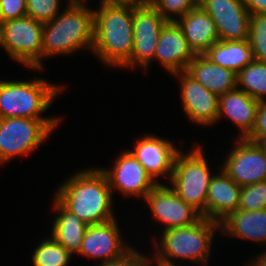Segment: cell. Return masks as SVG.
I'll return each mask as SVG.
<instances>
[{
	"label": "cell",
	"instance_id": "1",
	"mask_svg": "<svg viewBox=\"0 0 266 266\" xmlns=\"http://www.w3.org/2000/svg\"><path fill=\"white\" fill-rule=\"evenodd\" d=\"M58 187L53 196L86 224H100L116 218L112 210L113 194L100 167L79 170Z\"/></svg>",
	"mask_w": 266,
	"mask_h": 266
},
{
	"label": "cell",
	"instance_id": "2",
	"mask_svg": "<svg viewBox=\"0 0 266 266\" xmlns=\"http://www.w3.org/2000/svg\"><path fill=\"white\" fill-rule=\"evenodd\" d=\"M100 3L93 9L92 53L104 66L123 68L133 52V5Z\"/></svg>",
	"mask_w": 266,
	"mask_h": 266
},
{
	"label": "cell",
	"instance_id": "3",
	"mask_svg": "<svg viewBox=\"0 0 266 266\" xmlns=\"http://www.w3.org/2000/svg\"><path fill=\"white\" fill-rule=\"evenodd\" d=\"M87 2V0L68 1L62 13L43 24L42 60L60 54L63 56L74 54L81 48L92 53L94 10L87 7Z\"/></svg>",
	"mask_w": 266,
	"mask_h": 266
},
{
	"label": "cell",
	"instance_id": "4",
	"mask_svg": "<svg viewBox=\"0 0 266 266\" xmlns=\"http://www.w3.org/2000/svg\"><path fill=\"white\" fill-rule=\"evenodd\" d=\"M220 230V223L202 217L187 227L161 230L159 243L154 241L152 259L168 266H179L174 259L189 260L194 264L208 266L214 234ZM216 231V232H215Z\"/></svg>",
	"mask_w": 266,
	"mask_h": 266
},
{
	"label": "cell",
	"instance_id": "5",
	"mask_svg": "<svg viewBox=\"0 0 266 266\" xmlns=\"http://www.w3.org/2000/svg\"><path fill=\"white\" fill-rule=\"evenodd\" d=\"M63 88L41 77L30 81L0 80V118L62 120L59 116L45 117L43 113L50 109Z\"/></svg>",
	"mask_w": 266,
	"mask_h": 266
},
{
	"label": "cell",
	"instance_id": "6",
	"mask_svg": "<svg viewBox=\"0 0 266 266\" xmlns=\"http://www.w3.org/2000/svg\"><path fill=\"white\" fill-rule=\"evenodd\" d=\"M214 175L203 148L196 145L187 153L177 154L169 187L206 218L207 191Z\"/></svg>",
	"mask_w": 266,
	"mask_h": 266
},
{
	"label": "cell",
	"instance_id": "7",
	"mask_svg": "<svg viewBox=\"0 0 266 266\" xmlns=\"http://www.w3.org/2000/svg\"><path fill=\"white\" fill-rule=\"evenodd\" d=\"M60 122L25 117L0 118V165L36 150L60 126Z\"/></svg>",
	"mask_w": 266,
	"mask_h": 266
},
{
	"label": "cell",
	"instance_id": "8",
	"mask_svg": "<svg viewBox=\"0 0 266 266\" xmlns=\"http://www.w3.org/2000/svg\"><path fill=\"white\" fill-rule=\"evenodd\" d=\"M43 24L30 16L0 23V47L16 62L33 69L43 70Z\"/></svg>",
	"mask_w": 266,
	"mask_h": 266
},
{
	"label": "cell",
	"instance_id": "9",
	"mask_svg": "<svg viewBox=\"0 0 266 266\" xmlns=\"http://www.w3.org/2000/svg\"><path fill=\"white\" fill-rule=\"evenodd\" d=\"M167 23L151 4L133 6V52L131 59L123 66L124 69L135 68L139 65L144 72H147L149 64L154 61L161 31Z\"/></svg>",
	"mask_w": 266,
	"mask_h": 266
},
{
	"label": "cell",
	"instance_id": "10",
	"mask_svg": "<svg viewBox=\"0 0 266 266\" xmlns=\"http://www.w3.org/2000/svg\"><path fill=\"white\" fill-rule=\"evenodd\" d=\"M225 157L222 170L240 187L266 180V154L259 143L237 140Z\"/></svg>",
	"mask_w": 266,
	"mask_h": 266
},
{
	"label": "cell",
	"instance_id": "11",
	"mask_svg": "<svg viewBox=\"0 0 266 266\" xmlns=\"http://www.w3.org/2000/svg\"><path fill=\"white\" fill-rule=\"evenodd\" d=\"M153 215L163 225V230L187 227L198 222L202 215L187 204L164 182L157 184L144 198Z\"/></svg>",
	"mask_w": 266,
	"mask_h": 266
},
{
	"label": "cell",
	"instance_id": "12",
	"mask_svg": "<svg viewBox=\"0 0 266 266\" xmlns=\"http://www.w3.org/2000/svg\"><path fill=\"white\" fill-rule=\"evenodd\" d=\"M106 175L112 194L115 190L120 191L124 196H131L142 199L161 182H155L147 173L143 165L128 150L122 151L110 170L100 168ZM114 190V191H113Z\"/></svg>",
	"mask_w": 266,
	"mask_h": 266
},
{
	"label": "cell",
	"instance_id": "13",
	"mask_svg": "<svg viewBox=\"0 0 266 266\" xmlns=\"http://www.w3.org/2000/svg\"><path fill=\"white\" fill-rule=\"evenodd\" d=\"M119 229L116 218L105 223L88 225L78 254L99 259L102 261L100 264L120 259L133 246L124 242Z\"/></svg>",
	"mask_w": 266,
	"mask_h": 266
},
{
	"label": "cell",
	"instance_id": "14",
	"mask_svg": "<svg viewBox=\"0 0 266 266\" xmlns=\"http://www.w3.org/2000/svg\"><path fill=\"white\" fill-rule=\"evenodd\" d=\"M180 81V99L187 118L195 124L210 126L217 123L219 96L192 78L186 71L173 74Z\"/></svg>",
	"mask_w": 266,
	"mask_h": 266
},
{
	"label": "cell",
	"instance_id": "15",
	"mask_svg": "<svg viewBox=\"0 0 266 266\" xmlns=\"http://www.w3.org/2000/svg\"><path fill=\"white\" fill-rule=\"evenodd\" d=\"M214 21L220 40H249L250 16L242 0H198Z\"/></svg>",
	"mask_w": 266,
	"mask_h": 266
},
{
	"label": "cell",
	"instance_id": "16",
	"mask_svg": "<svg viewBox=\"0 0 266 266\" xmlns=\"http://www.w3.org/2000/svg\"><path fill=\"white\" fill-rule=\"evenodd\" d=\"M129 150L143 165L155 182L159 177L170 180L177 154L181 151L174 143L156 135L141 136ZM168 176V177H167Z\"/></svg>",
	"mask_w": 266,
	"mask_h": 266
},
{
	"label": "cell",
	"instance_id": "17",
	"mask_svg": "<svg viewBox=\"0 0 266 266\" xmlns=\"http://www.w3.org/2000/svg\"><path fill=\"white\" fill-rule=\"evenodd\" d=\"M195 56L178 24L168 22L159 36L154 60L161 63V66L173 75L186 71L188 64Z\"/></svg>",
	"mask_w": 266,
	"mask_h": 266
},
{
	"label": "cell",
	"instance_id": "18",
	"mask_svg": "<svg viewBox=\"0 0 266 266\" xmlns=\"http://www.w3.org/2000/svg\"><path fill=\"white\" fill-rule=\"evenodd\" d=\"M219 171L212 178L206 197V218L218 223L238 210L241 190L221 167Z\"/></svg>",
	"mask_w": 266,
	"mask_h": 266
},
{
	"label": "cell",
	"instance_id": "19",
	"mask_svg": "<svg viewBox=\"0 0 266 266\" xmlns=\"http://www.w3.org/2000/svg\"><path fill=\"white\" fill-rule=\"evenodd\" d=\"M259 101L238 88L219 96L217 123L224 116L240 129V139L247 138L254 129Z\"/></svg>",
	"mask_w": 266,
	"mask_h": 266
},
{
	"label": "cell",
	"instance_id": "20",
	"mask_svg": "<svg viewBox=\"0 0 266 266\" xmlns=\"http://www.w3.org/2000/svg\"><path fill=\"white\" fill-rule=\"evenodd\" d=\"M175 22L196 55H203L220 40L214 21L199 4Z\"/></svg>",
	"mask_w": 266,
	"mask_h": 266
},
{
	"label": "cell",
	"instance_id": "21",
	"mask_svg": "<svg viewBox=\"0 0 266 266\" xmlns=\"http://www.w3.org/2000/svg\"><path fill=\"white\" fill-rule=\"evenodd\" d=\"M220 232L230 237L266 244V209H238L220 222Z\"/></svg>",
	"mask_w": 266,
	"mask_h": 266
},
{
	"label": "cell",
	"instance_id": "22",
	"mask_svg": "<svg viewBox=\"0 0 266 266\" xmlns=\"http://www.w3.org/2000/svg\"><path fill=\"white\" fill-rule=\"evenodd\" d=\"M186 72L218 96L237 88V74L212 63L204 55H196L188 64Z\"/></svg>",
	"mask_w": 266,
	"mask_h": 266
},
{
	"label": "cell",
	"instance_id": "23",
	"mask_svg": "<svg viewBox=\"0 0 266 266\" xmlns=\"http://www.w3.org/2000/svg\"><path fill=\"white\" fill-rule=\"evenodd\" d=\"M53 202L52 207L58 215L53 220L51 236L72 256L78 254L88 224L69 211L56 197H53Z\"/></svg>",
	"mask_w": 266,
	"mask_h": 266
},
{
	"label": "cell",
	"instance_id": "24",
	"mask_svg": "<svg viewBox=\"0 0 266 266\" xmlns=\"http://www.w3.org/2000/svg\"><path fill=\"white\" fill-rule=\"evenodd\" d=\"M203 55L212 63L236 74L254 60L248 40H219Z\"/></svg>",
	"mask_w": 266,
	"mask_h": 266
},
{
	"label": "cell",
	"instance_id": "25",
	"mask_svg": "<svg viewBox=\"0 0 266 266\" xmlns=\"http://www.w3.org/2000/svg\"><path fill=\"white\" fill-rule=\"evenodd\" d=\"M236 79L238 89L259 102L266 100V63L264 61L253 60L237 73Z\"/></svg>",
	"mask_w": 266,
	"mask_h": 266
},
{
	"label": "cell",
	"instance_id": "26",
	"mask_svg": "<svg viewBox=\"0 0 266 266\" xmlns=\"http://www.w3.org/2000/svg\"><path fill=\"white\" fill-rule=\"evenodd\" d=\"M32 253L33 266H67L72 259L68 250L51 235L43 238Z\"/></svg>",
	"mask_w": 266,
	"mask_h": 266
},
{
	"label": "cell",
	"instance_id": "27",
	"mask_svg": "<svg viewBox=\"0 0 266 266\" xmlns=\"http://www.w3.org/2000/svg\"><path fill=\"white\" fill-rule=\"evenodd\" d=\"M249 43L253 59L266 61V14L250 16Z\"/></svg>",
	"mask_w": 266,
	"mask_h": 266
},
{
	"label": "cell",
	"instance_id": "28",
	"mask_svg": "<svg viewBox=\"0 0 266 266\" xmlns=\"http://www.w3.org/2000/svg\"><path fill=\"white\" fill-rule=\"evenodd\" d=\"M238 209L246 211L266 209V180L241 187Z\"/></svg>",
	"mask_w": 266,
	"mask_h": 266
},
{
	"label": "cell",
	"instance_id": "29",
	"mask_svg": "<svg viewBox=\"0 0 266 266\" xmlns=\"http://www.w3.org/2000/svg\"><path fill=\"white\" fill-rule=\"evenodd\" d=\"M150 4L167 22H175L195 8L198 0H151Z\"/></svg>",
	"mask_w": 266,
	"mask_h": 266
},
{
	"label": "cell",
	"instance_id": "30",
	"mask_svg": "<svg viewBox=\"0 0 266 266\" xmlns=\"http://www.w3.org/2000/svg\"><path fill=\"white\" fill-rule=\"evenodd\" d=\"M61 0H26L27 16L42 23L51 21L61 9ZM72 1V0H68ZM60 3V4H59Z\"/></svg>",
	"mask_w": 266,
	"mask_h": 266
},
{
	"label": "cell",
	"instance_id": "31",
	"mask_svg": "<svg viewBox=\"0 0 266 266\" xmlns=\"http://www.w3.org/2000/svg\"><path fill=\"white\" fill-rule=\"evenodd\" d=\"M26 0H0V23L27 15Z\"/></svg>",
	"mask_w": 266,
	"mask_h": 266
},
{
	"label": "cell",
	"instance_id": "32",
	"mask_svg": "<svg viewBox=\"0 0 266 266\" xmlns=\"http://www.w3.org/2000/svg\"><path fill=\"white\" fill-rule=\"evenodd\" d=\"M149 260L150 257L148 258V256L142 254V252L132 248L120 259L105 264H99L98 266H148Z\"/></svg>",
	"mask_w": 266,
	"mask_h": 266
},
{
	"label": "cell",
	"instance_id": "33",
	"mask_svg": "<svg viewBox=\"0 0 266 266\" xmlns=\"http://www.w3.org/2000/svg\"><path fill=\"white\" fill-rule=\"evenodd\" d=\"M266 137V100L258 105L256 122L251 134L246 138L249 141L258 143Z\"/></svg>",
	"mask_w": 266,
	"mask_h": 266
},
{
	"label": "cell",
	"instance_id": "34",
	"mask_svg": "<svg viewBox=\"0 0 266 266\" xmlns=\"http://www.w3.org/2000/svg\"><path fill=\"white\" fill-rule=\"evenodd\" d=\"M251 15L266 14V0H242Z\"/></svg>",
	"mask_w": 266,
	"mask_h": 266
},
{
	"label": "cell",
	"instance_id": "35",
	"mask_svg": "<svg viewBox=\"0 0 266 266\" xmlns=\"http://www.w3.org/2000/svg\"><path fill=\"white\" fill-rule=\"evenodd\" d=\"M100 2L107 4L146 6L151 3V0H101Z\"/></svg>",
	"mask_w": 266,
	"mask_h": 266
},
{
	"label": "cell",
	"instance_id": "36",
	"mask_svg": "<svg viewBox=\"0 0 266 266\" xmlns=\"http://www.w3.org/2000/svg\"><path fill=\"white\" fill-rule=\"evenodd\" d=\"M265 250V251H264ZM255 257L250 258V263L246 262L244 266H266V249Z\"/></svg>",
	"mask_w": 266,
	"mask_h": 266
},
{
	"label": "cell",
	"instance_id": "37",
	"mask_svg": "<svg viewBox=\"0 0 266 266\" xmlns=\"http://www.w3.org/2000/svg\"><path fill=\"white\" fill-rule=\"evenodd\" d=\"M153 263H154L156 266H168V265H164V264H162V263H159V262H157V261H154L152 258H150L148 266H152ZM155 265H153V266H155ZM180 266H182V265H180Z\"/></svg>",
	"mask_w": 266,
	"mask_h": 266
},
{
	"label": "cell",
	"instance_id": "38",
	"mask_svg": "<svg viewBox=\"0 0 266 266\" xmlns=\"http://www.w3.org/2000/svg\"><path fill=\"white\" fill-rule=\"evenodd\" d=\"M258 143L264 149L265 154H266V137L262 138Z\"/></svg>",
	"mask_w": 266,
	"mask_h": 266
}]
</instances>
